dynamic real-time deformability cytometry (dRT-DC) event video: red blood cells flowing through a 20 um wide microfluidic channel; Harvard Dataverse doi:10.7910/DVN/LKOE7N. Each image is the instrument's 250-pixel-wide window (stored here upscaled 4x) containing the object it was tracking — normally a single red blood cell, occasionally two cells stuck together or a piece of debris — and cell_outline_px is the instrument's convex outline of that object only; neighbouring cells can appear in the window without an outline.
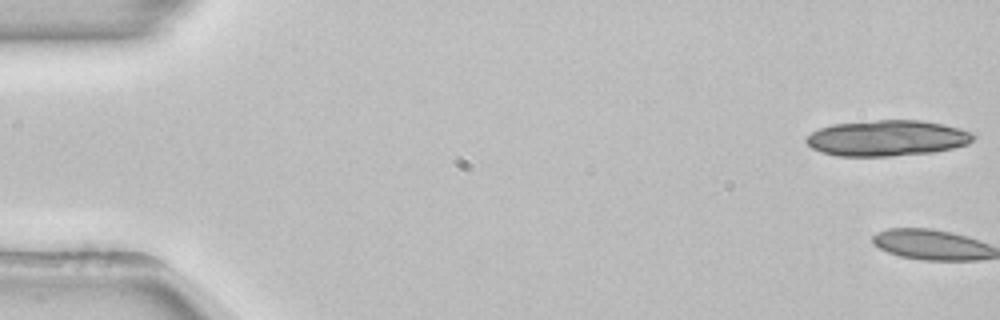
{"species": "common noctule bat (a hibernating species)", "species_latin": "Nyctalus noctula", "temperature_condition": "room temperature", "stored_images_in_passage": 2, "camera_frame_rate_fps": 3000, "um_per_image_px": 0.085, "animal": {"sex": "female", "body_mass_g": 22.7, "forearm_length_mm": 54.2}, "frame": {"image": 1, "passage_image": 1, "time_ms": 0.0, "image_size_px": [1000, 320], "cell_outline_px": [[976, 136], [968, 144], [952, 148], [932, 152], [892, 156], [836, 156], [820, 152], [812, 148], [804, 140], [804, 136], [820, 128], [832, 124], [876, 120], [920, 120], [944, 124], [976, 132]], "centroid_in_image_um": [75.4, 11.73], "position_along_channel_um": 9.6, "area_um2": 35.2}}